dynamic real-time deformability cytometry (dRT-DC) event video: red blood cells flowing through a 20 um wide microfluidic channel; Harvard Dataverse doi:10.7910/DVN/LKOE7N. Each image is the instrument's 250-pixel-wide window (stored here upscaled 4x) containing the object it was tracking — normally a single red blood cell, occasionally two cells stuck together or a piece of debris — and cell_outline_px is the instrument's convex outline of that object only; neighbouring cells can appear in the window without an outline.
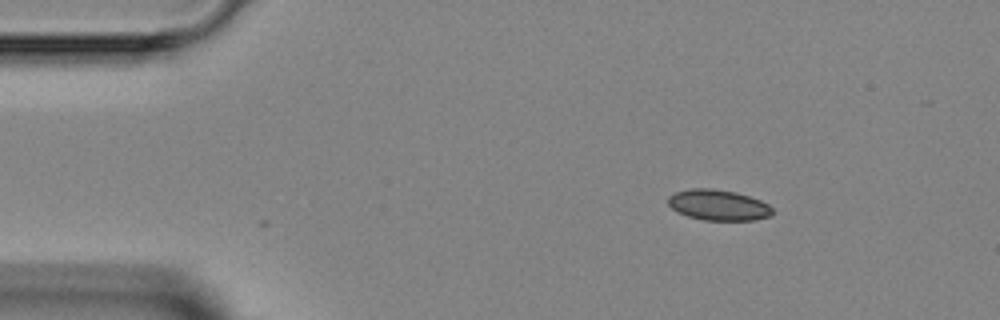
{"species": "Egyptian fruit bat (a non-hibernating species)", "species_latin": "Rousettus aegyptiacus", "temperature_condition": "room temperature", "stored_images_in_passage": 2, "camera_frame_rate_fps": 3000, "um_per_image_px": 0.085, "animal": {"sex": "female"}, "frame": {"image": 1, "passage_image": 1, "time_ms": 0.0, "image_size_px": [1000, 320], "cell_outline_px": [[772, 216], [752, 220], [704, 220], [688, 216], [676, 212], [668, 204], [668, 196], [676, 192], [692, 188], [712, 188], [736, 192], [760, 200], [768, 204], [772, 208]], "centroid_in_image_um": [61.05, 17.43], "position_along_channel_um": 24.0, "area_um2": 18.67}}